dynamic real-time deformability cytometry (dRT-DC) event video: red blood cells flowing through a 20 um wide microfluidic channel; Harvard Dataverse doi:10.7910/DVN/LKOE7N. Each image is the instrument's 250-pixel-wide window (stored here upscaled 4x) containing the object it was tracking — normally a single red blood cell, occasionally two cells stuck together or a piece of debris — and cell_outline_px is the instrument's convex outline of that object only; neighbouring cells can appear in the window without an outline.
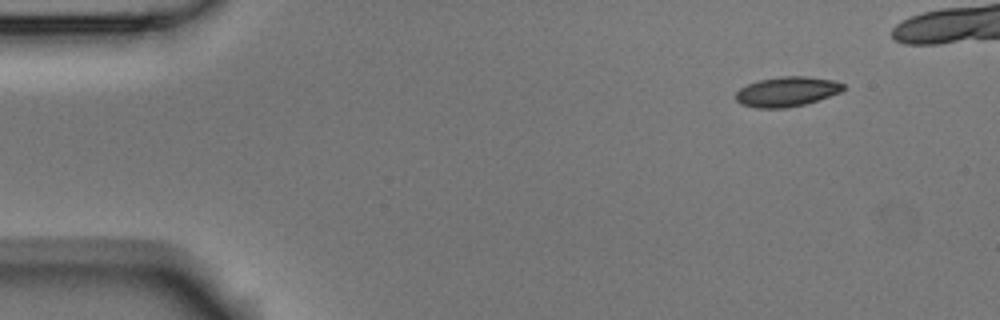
{"species": "Egyptian fruit bat (a non-hibernating species)", "species_latin": "Rousettus aegyptiacus", "temperature_condition": "room temperature", "stored_images_in_passage": 5, "camera_frame_rate_fps": 3000, "um_per_image_px": 0.085, "animal": {"sex": "male"}, "frame": {"image": 1, "passage_image": 1, "time_ms": 0.0, "image_size_px": [1000, 320], "cell_outline_px": [[844, 88], [840, 92], [804, 104], [784, 108], [756, 108], [740, 104], [736, 100], [736, 92], [740, 88], [748, 84], [760, 80], [780, 76], [804, 76], [832, 80], [844, 84]], "centroid_in_image_um": [66.84, 7.79], "position_along_channel_um": 18.2, "area_um2": 18.44}}